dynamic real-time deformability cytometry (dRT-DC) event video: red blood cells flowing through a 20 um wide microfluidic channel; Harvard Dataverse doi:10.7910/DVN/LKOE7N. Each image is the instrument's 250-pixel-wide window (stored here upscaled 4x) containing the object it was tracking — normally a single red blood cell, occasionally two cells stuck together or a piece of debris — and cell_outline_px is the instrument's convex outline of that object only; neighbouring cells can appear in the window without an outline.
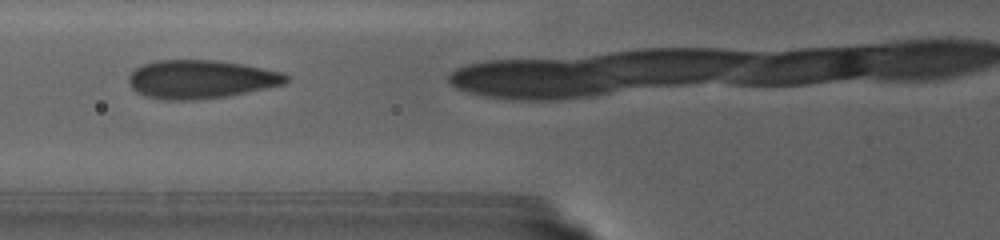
{"species": "human", "species_latin": "Homo sapiens", "temperature_condition": "warm", "stored_images_in_passage": 6, "camera_frame_rate_fps": 3000, "um_per_image_px": 0.085, "donor": {"sex": "female"}, "frame": {"image": 1, "passage_image": 2, "time_ms": 0.333, "image_size_px": [1000, 240], "cell_outline_px": [[288, 80], [284, 84], [224, 96], [192, 100], [160, 100], [144, 96], [136, 92], [128, 84], [128, 76], [140, 64], [156, 60], [216, 60], [244, 64], [284, 72], [288, 76]], "centroid_in_image_um": [17.01, 6.73], "position_along_channel_um": 108.8, "area_um2": 35.43}}